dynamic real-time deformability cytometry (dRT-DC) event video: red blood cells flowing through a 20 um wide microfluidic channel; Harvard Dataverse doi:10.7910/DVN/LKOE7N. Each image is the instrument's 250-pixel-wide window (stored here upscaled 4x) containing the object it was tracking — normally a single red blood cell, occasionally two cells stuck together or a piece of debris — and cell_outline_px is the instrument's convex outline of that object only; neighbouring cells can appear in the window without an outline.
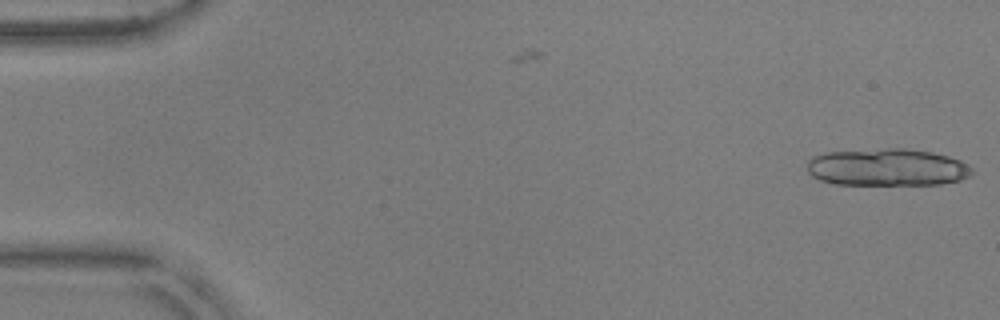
{"species": "common noctule bat (a hibernating species)", "species_latin": "Nyctalus noctula", "temperature_condition": "warm", "stored_images_in_passage": 3, "camera_frame_rate_fps": 3000, "um_per_image_px": 0.085, "animal": {"sex": "male", "body_mass_g": 17.9, "forearm_length_mm": 54.2}, "frame": {"image": 1, "passage_image": 3, "time_ms": 0.667, "image_size_px": [1000, 320], "cell_outline_px": [[972, 176], [960, 180], [940, 184], [832, 184], [820, 180], [812, 176], [808, 172], [808, 160], [812, 156], [828, 152], [888, 148], [904, 148], [932, 152], [948, 156], [960, 160], [972, 168]], "centroid_in_image_um": [75.41, 14.22], "position_along_channel_um": 9.6, "area_um2": 35.84}}